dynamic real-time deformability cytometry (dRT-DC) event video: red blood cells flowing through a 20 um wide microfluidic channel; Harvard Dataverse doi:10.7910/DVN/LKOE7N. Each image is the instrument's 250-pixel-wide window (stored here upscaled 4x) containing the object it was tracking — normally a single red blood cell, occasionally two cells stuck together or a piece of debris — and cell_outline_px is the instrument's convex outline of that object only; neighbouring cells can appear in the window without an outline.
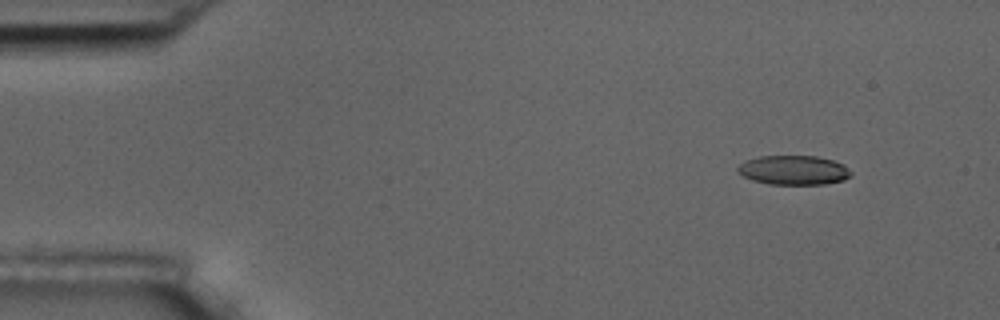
{"species": "common noctule bat (a hibernating species)", "species_latin": "Nyctalus noctula", "temperature_condition": "room temperature", "stored_images_in_passage": 4, "camera_frame_rate_fps": 3000, "um_per_image_px": 0.085, "animal": {"sex": "male", "body_mass_g": 17.5, "forearm_length_mm": 52.3}, "frame": {"image": 1, "passage_image": 1, "time_ms": 0.0, "image_size_px": [1000, 320], "cell_outline_px": [[852, 172], [844, 180], [824, 184], [768, 184], [752, 180], [736, 172], [736, 168], [740, 164], [748, 160], [760, 156], [816, 156], [832, 160], [844, 164]], "centroid_in_image_um": [67.45, 14.46], "position_along_channel_um": 17.6, "area_um2": 19.31}}
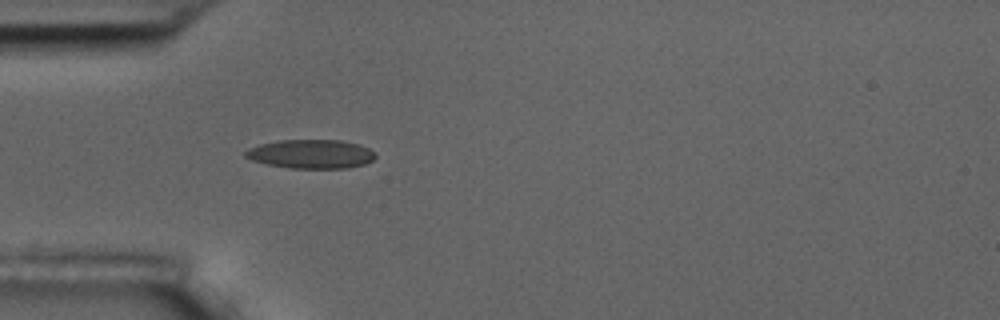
{"frame": {"image": 2, "passage_image": 4, "time_ms": 3.667, "image_size_px": [1000, 320], "cell_outline_px": [[376, 156], [372, 160], [364, 164], [348, 168], [288, 168], [268, 164], [252, 160], [244, 156], [244, 152], [248, 148], [260, 144], [280, 140], [340, 140], [360, 144], [376, 152]], "centroid_in_image_um": [26.45, 13.09], "position_along_channel_um": 58.6, "area_um2": 21.96}}